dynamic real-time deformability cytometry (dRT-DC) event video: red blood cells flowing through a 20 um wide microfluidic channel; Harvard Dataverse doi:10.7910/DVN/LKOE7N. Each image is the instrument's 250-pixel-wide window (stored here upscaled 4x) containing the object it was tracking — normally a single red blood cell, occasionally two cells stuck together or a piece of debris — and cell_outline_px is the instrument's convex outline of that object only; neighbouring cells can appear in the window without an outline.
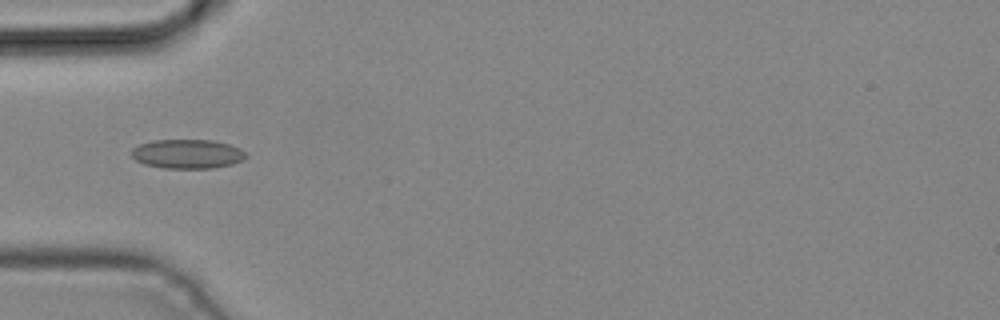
{"species": "common noctule bat (a hibernating species)", "species_latin": "Nyctalus noctula", "temperature_condition": "cold", "stored_images_in_passage": 3, "camera_frame_rate_fps": 3000, "um_per_image_px": 0.085, "animal": {"sex": "male", "body_mass_g": 19.2, "forearm_length_mm": 51.8}, "frame": {"image": 1, "passage_image": 3, "time_ms": 0.667, "image_size_px": [1000, 320], "cell_outline_px": [[248, 156], [244, 160], [232, 164], [212, 168], [164, 168], [144, 164], [136, 160], [132, 156], [132, 148], [140, 144], [152, 140], [212, 140], [228, 144], [240, 148]], "centroid_in_image_um": [15.94, 13.08], "position_along_channel_um": 69.1, "area_um2": 19.48}}